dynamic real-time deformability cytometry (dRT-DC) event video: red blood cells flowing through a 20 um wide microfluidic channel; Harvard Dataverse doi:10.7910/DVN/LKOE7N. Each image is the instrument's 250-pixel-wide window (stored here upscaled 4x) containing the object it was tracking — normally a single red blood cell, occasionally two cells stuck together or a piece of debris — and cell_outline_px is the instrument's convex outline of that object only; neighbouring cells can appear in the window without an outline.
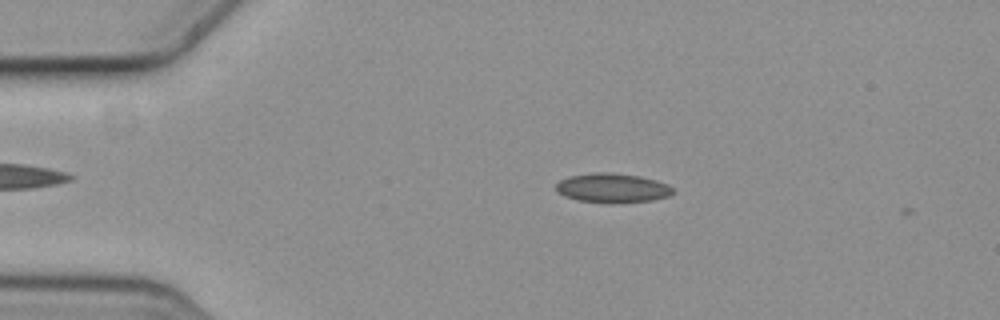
{"species": "common noctule bat (a hibernating species)", "species_latin": "Nyctalus noctula", "temperature_condition": "cold", "stored_images_in_passage": 5, "camera_frame_rate_fps": 3000, "um_per_image_px": 0.085, "animal": {"sex": "female", "body_mass_g": 19.3, "forearm_length_mm": 54.1}, "frame": {"image": 1, "passage_image": 4, "time_ms": 1.0, "image_size_px": [1000, 320], "cell_outline_px": [[672, 192], [668, 196], [652, 200], [620, 204], [608, 204], [576, 200], [564, 196], [556, 188], [556, 184], [560, 180], [572, 176], [596, 172], [604, 172], [640, 176], [656, 180], [668, 184], [672, 188]], "centroid_in_image_um": [52.06, 16.0], "position_along_channel_um": 32.9, "area_um2": 20.06}}